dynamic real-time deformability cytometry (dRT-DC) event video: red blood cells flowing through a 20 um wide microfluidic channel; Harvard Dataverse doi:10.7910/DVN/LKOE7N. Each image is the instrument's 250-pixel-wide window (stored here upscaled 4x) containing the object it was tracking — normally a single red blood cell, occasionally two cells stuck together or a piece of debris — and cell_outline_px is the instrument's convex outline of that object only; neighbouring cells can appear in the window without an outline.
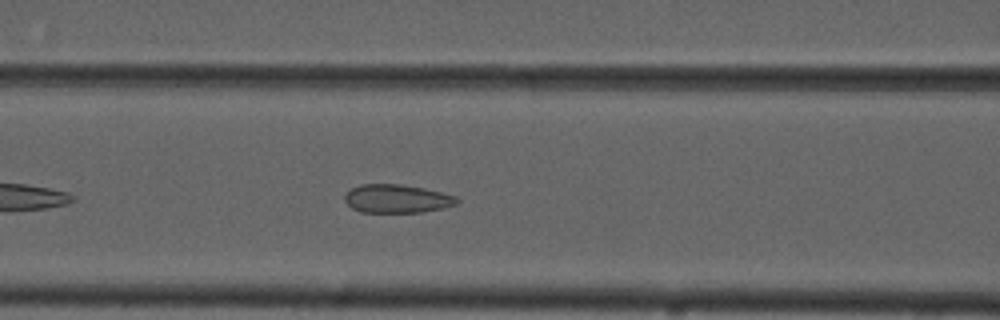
{"species": "common noctule bat (a hibernating species)", "species_latin": "Nyctalus noctula", "temperature_condition": "cold", "stored_images_in_passage": 39, "camera_frame_rate_fps": 3000, "um_per_image_px": 0.085, "animal": {"sex": "male", "forearm_length_mm": 52.5}, "frame": {"image": 1, "passage_image": 9, "time_ms": 2.667, "image_size_px": [1000, 320], "cell_outline_px": [[460, 200], [456, 204], [444, 208], [420, 212], [360, 212], [352, 208], [344, 200], [344, 196], [352, 188], [360, 184], [400, 184], [424, 188], [456, 196]], "centroid_in_image_um": [33.74, 16.89], "position_along_channel_um": 132.9, "area_um2": 18.55}}
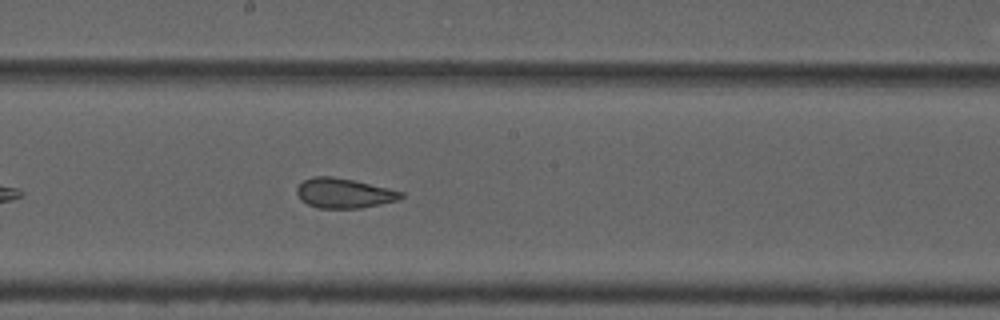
{"frame": {"image": 2, "passage_image": 16, "time_ms": 5.0, "image_size_px": [1000, 320], "cell_outline_px": [[404, 196], [396, 200], [380, 204], [360, 208], [316, 208], [300, 200], [296, 192], [296, 188], [304, 180], [316, 176], [332, 176], [352, 180], [388, 188], [404, 192]], "centroid_in_image_um": [29.21, 16.42], "position_along_channel_um": 219.0, "area_um2": 17.98}}
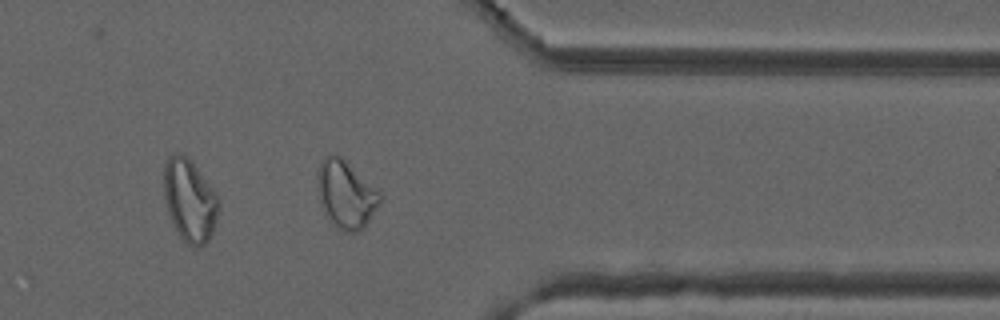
{"frame": {"image": 3, "passage_image": 30, "time_ms": 9.667, "image_size_px": [1000, 320], "cell_outline_px": [[380, 200], [364, 228], [356, 232], [348, 232], [340, 228], [328, 220], [324, 212], [320, 200], [316, 180], [316, 172], [320, 164], [328, 156], [340, 156], [380, 192]], "centroid_in_image_um": [29.37, 16.54], "position_along_channel_um": 382.0, "area_um2": 23.93}, "authors_computed_cell_mechanics": {"area_um2": 19.5942, "velocity_mm_per_s": 3.6899, "shape_relaxation_time_tau1_ms": null, "shape_relaxation_time_tau2_ms": 1.2205, "deformation_change_tau1": null, "deformation_change_tau2": 0.064}}